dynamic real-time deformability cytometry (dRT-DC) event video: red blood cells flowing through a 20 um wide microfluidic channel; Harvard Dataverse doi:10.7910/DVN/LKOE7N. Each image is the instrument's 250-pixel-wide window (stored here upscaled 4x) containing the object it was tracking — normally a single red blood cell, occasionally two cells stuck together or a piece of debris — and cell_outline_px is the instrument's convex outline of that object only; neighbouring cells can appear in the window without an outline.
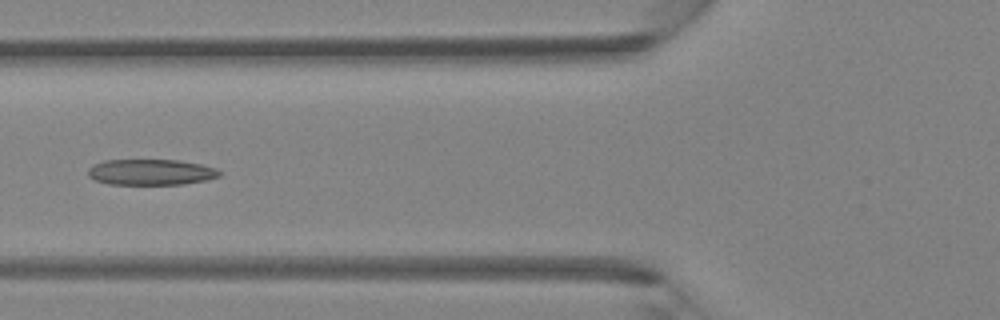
{"species": "Egyptian fruit bat (a non-hibernating species)", "species_latin": "Rousettus aegyptiacus", "temperature_condition": "room temperature", "stored_images_in_passage": 5, "camera_frame_rate_fps": 3000, "um_per_image_px": 0.085, "animal": {"sex": "female"}, "frame": {"image": 1, "passage_image": 5, "time_ms": 1.333, "image_size_px": [1000, 320], "cell_outline_px": [[224, 172], [220, 176], [208, 180], [184, 184], [108, 184], [96, 180], [88, 176], [88, 168], [92, 164], [104, 160], [180, 160], [200, 164], [216, 168]], "centroid_in_image_um": [12.85, 14.63], "position_along_channel_um": 112.9, "area_um2": 20.0}}